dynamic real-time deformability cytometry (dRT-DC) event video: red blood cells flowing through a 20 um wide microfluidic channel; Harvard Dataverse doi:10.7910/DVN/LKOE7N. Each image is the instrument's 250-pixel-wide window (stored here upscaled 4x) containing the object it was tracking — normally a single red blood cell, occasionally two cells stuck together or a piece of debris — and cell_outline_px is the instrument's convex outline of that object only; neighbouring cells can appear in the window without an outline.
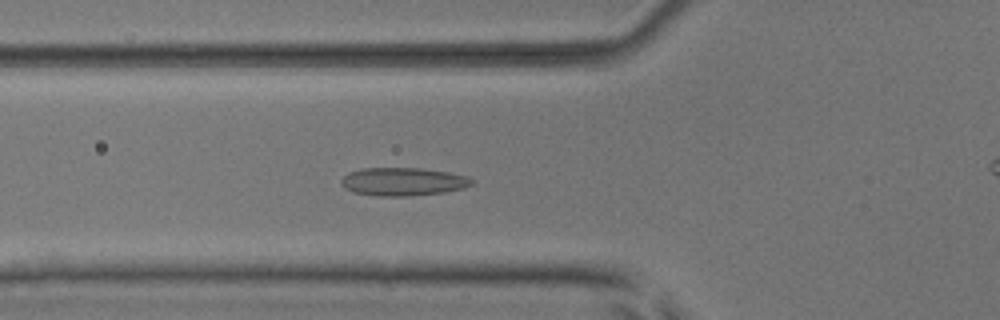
{"species": "common noctule bat (a hibernating species)", "species_latin": "Nyctalus noctula", "temperature_condition": "room temperature", "stored_images_in_passage": 54, "camera_frame_rate_fps": 3000, "um_per_image_px": 0.085, "animal": {"sex": "male", "body_mass_g": 17.9, "forearm_length_mm": 54.2}, "frame": {"image": 1, "passage_image": 20, "time_ms": 6.333, "image_size_px": [1000, 320], "cell_outline_px": [[476, 180], [472, 184], [464, 188], [444, 192], [412, 196], [380, 196], [352, 192], [344, 188], [340, 184], [340, 180], [348, 172], [364, 168], [420, 168], [448, 172], [468, 176]], "centroid_in_image_um": [34.26, 15.44], "position_along_channel_um": 91.5, "area_um2": 21.62}}
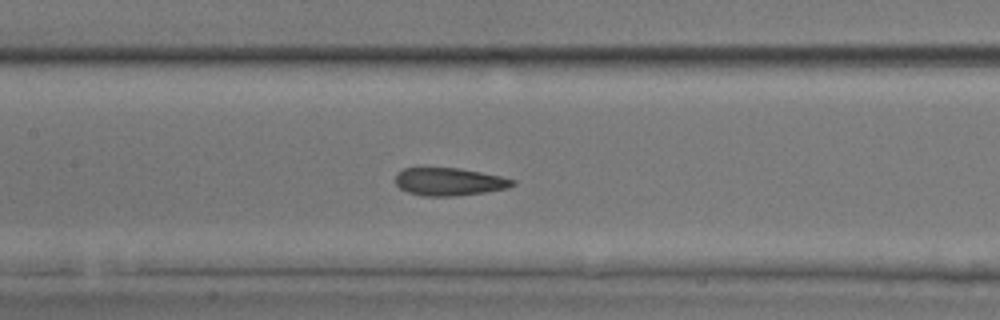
{"frame": {"image": 2, "passage_image": 26, "time_ms": 8.333, "image_size_px": [1000, 320], "cell_outline_px": [[516, 184], [508, 188], [484, 192], [456, 196], [424, 196], [408, 192], [400, 188], [396, 184], [396, 172], [404, 168], [460, 168], [500, 176], [516, 180]], "centroid_in_image_um": [38.19, 15.44], "position_along_channel_um": 169.2, "area_um2": 18.96}}
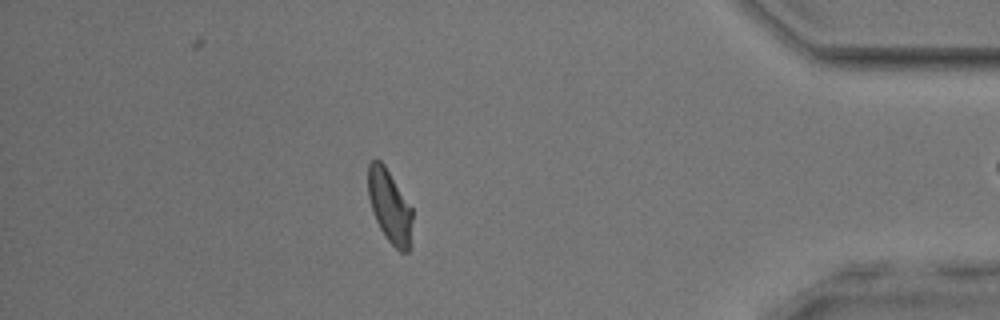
{"frame": {"image": 3, "passage_image": 47, "time_ms": 15.333, "image_size_px": [1000, 320], "cell_outline_px": [[412, 220], [408, 252], [400, 252], [384, 236], [372, 212], [368, 196], [368, 164], [372, 160], [380, 160], [384, 164], [412, 208]], "centroid_in_image_um": [33.1, 17.52], "position_along_channel_um": 402.1, "area_um2": 18.67}, "authors_computed_cell_mechanics": {"area_um2": 19.941, "velocity_mm_per_s": 3.8792, "shape_relaxation_time_tau1_ms": 4.5811, "shape_relaxation_time_tau2_ms": 1.3023, "deformation_change_tau1": 0.1052, "deformation_change_tau2": 0.0872}}